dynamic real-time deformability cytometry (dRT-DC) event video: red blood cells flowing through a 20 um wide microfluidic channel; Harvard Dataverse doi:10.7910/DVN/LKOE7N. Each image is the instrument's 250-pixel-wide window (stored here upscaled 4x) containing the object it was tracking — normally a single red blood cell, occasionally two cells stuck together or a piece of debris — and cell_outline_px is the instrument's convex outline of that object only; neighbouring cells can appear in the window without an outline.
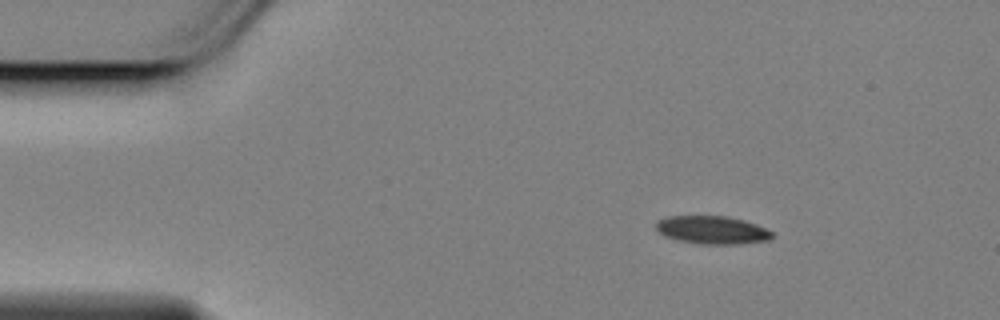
{"species": "Egyptian fruit bat (a non-hibernating species)", "species_latin": "Rousettus aegyptiacus", "temperature_condition": "cold", "stored_images_in_passage": 50, "camera_frame_rate_fps": 3000, "um_per_image_px": 0.085, "animal": {"sex": "female"}, "frame": {"image": 1, "passage_image": 1, "time_ms": 0.0, "image_size_px": [1000, 320], "cell_outline_px": [[772, 236], [768, 240], [740, 244], [700, 244], [680, 240], [664, 236], [656, 228], [656, 220], [668, 216], [728, 216], [744, 220], [756, 224], [772, 232]], "centroid_in_image_um": [60.52, 19.54], "position_along_channel_um": 24.5, "area_um2": 18.9}}
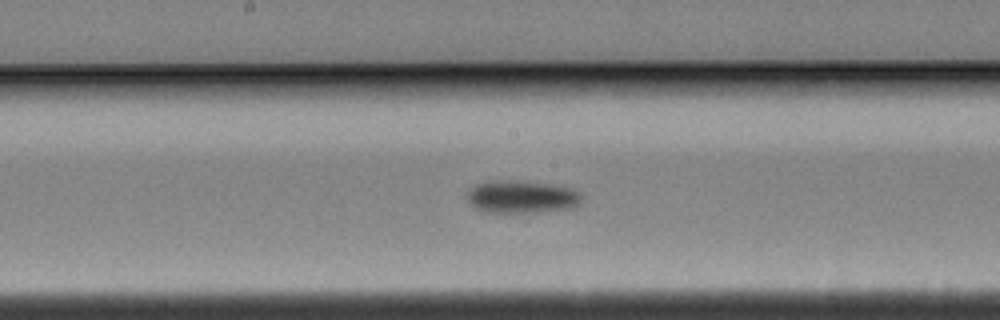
{"frame": {"image": 2, "passage_image": 22, "time_ms": 7.0, "image_size_px": [1000, 320], "cell_outline_px": [[580, 204], [572, 208], [536, 212], [484, 212], [476, 208], [464, 196], [476, 184], [492, 180], [524, 180], [572, 188], [580, 192]], "centroid_in_image_um": [44.33, 16.72], "position_along_channel_um": 203.9, "area_um2": 21.91}}
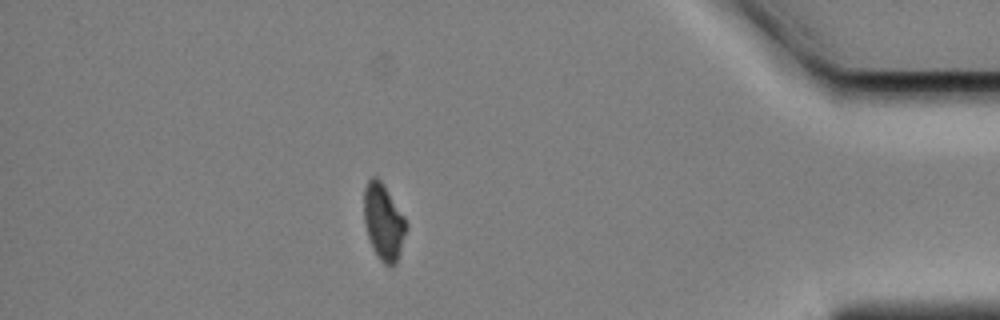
{"frame": {"image": 3, "passage_image": 43, "time_ms": 14.0, "image_size_px": [1000, 320], "cell_outline_px": [[408, 228], [396, 264], [388, 268], [376, 256], [372, 248], [364, 224], [364, 188], [368, 180], [372, 176], [376, 176], [384, 184], [404, 216], [408, 224]], "centroid_in_image_um": [32.61, 18.89], "position_along_channel_um": 402.6, "area_um2": 19.13}, "authors_computed_cell_mechanics": {"area_um2": 20.1433, "velocity_mm_per_s": 3.4468, "shape_relaxation_time_tau1_ms": 1.9247, "shape_relaxation_time_tau2_ms": null, "deformation_change_tau1": 0.1079, "deformation_change_tau2": null}}